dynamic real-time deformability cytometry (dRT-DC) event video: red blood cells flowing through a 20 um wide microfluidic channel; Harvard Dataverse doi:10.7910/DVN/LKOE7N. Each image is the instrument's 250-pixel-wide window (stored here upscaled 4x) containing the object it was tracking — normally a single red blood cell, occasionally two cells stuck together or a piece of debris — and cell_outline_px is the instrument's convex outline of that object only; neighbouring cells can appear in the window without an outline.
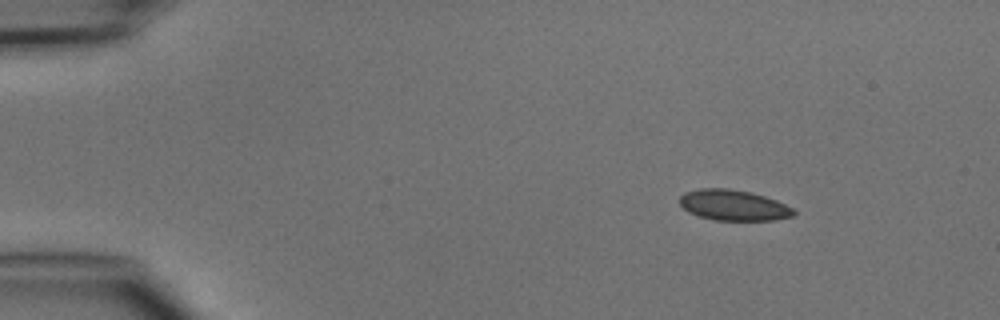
{"species": "common noctule bat (a hibernating species)", "species_latin": "Nyctalus noctula", "temperature_condition": "cold", "stored_images_in_passage": 4, "camera_frame_rate_fps": 3000, "um_per_image_px": 0.085, "animal": {"sex": "male", "body_mass_g": 15.6}, "frame": {"image": 1, "passage_image": 1, "time_ms": 0.0, "image_size_px": [1000, 320], "cell_outline_px": [[796, 212], [792, 216], [776, 220], [716, 220], [700, 216], [688, 212], [680, 204], [680, 196], [684, 192], [700, 188], [728, 188], [752, 192], [776, 200], [792, 208]], "centroid_in_image_um": [62.34, 17.43], "position_along_channel_um": 22.7, "area_um2": 20.35}}